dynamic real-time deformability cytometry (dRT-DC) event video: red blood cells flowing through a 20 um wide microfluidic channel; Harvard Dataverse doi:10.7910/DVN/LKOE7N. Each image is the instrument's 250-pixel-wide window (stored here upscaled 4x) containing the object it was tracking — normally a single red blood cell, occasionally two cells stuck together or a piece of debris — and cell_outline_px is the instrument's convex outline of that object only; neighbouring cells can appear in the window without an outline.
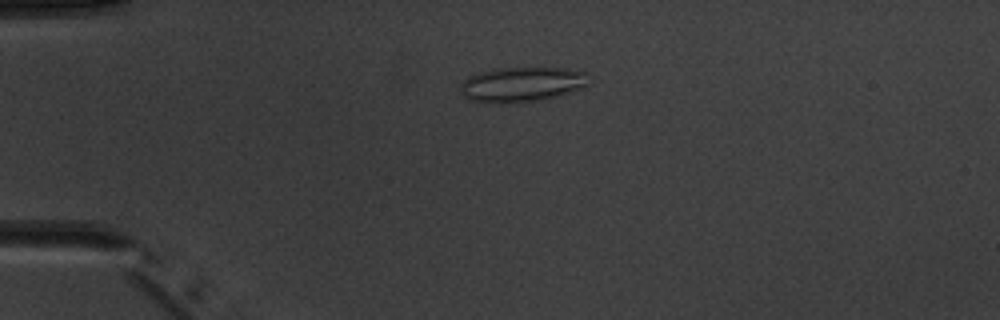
{"species": "common noctule bat (a hibernating species)", "species_latin": "Nyctalus noctula", "temperature_condition": "warm", "stored_images_in_passage": 3, "camera_frame_rate_fps": 3000, "um_per_image_px": 0.085, "animal": {"sex": "male", "body_mass_g": 20.1, "forearm_length_mm": 53.5}, "frame": {"image": 1, "passage_image": 3, "time_ms": 2.333, "image_size_px": [1000, 320], "cell_outline_px": [[588, 84], [580, 88], [544, 100], [516, 104], [500, 104], [468, 100], [460, 92], [460, 88], [464, 80], [468, 76], [480, 72], [500, 68], [564, 68], [584, 72]], "centroid_in_image_um": [44.29, 7.2], "position_along_channel_um": 40.7, "area_um2": 26.18}}